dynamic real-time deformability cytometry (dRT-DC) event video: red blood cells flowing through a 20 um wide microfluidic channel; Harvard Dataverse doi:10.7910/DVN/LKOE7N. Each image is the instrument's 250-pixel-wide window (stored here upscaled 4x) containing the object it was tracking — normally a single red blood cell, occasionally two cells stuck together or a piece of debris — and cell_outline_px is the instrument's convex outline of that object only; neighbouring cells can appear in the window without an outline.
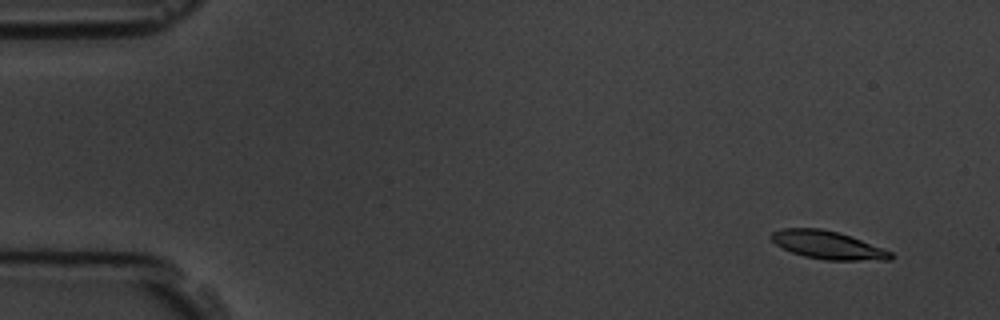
{"species": "common noctule bat (a hibernating species)", "species_latin": "Nyctalus noctula", "temperature_condition": "room temperature", "stored_images_in_passage": 5, "camera_frame_rate_fps": 3000, "um_per_image_px": 0.085, "animal": {"sex": "male", "body_mass_g": 19.5, "forearm_length_mm": 54.6}, "frame": {"image": 1, "passage_image": 2, "time_ms": 1.0, "image_size_px": [1000, 320], "cell_outline_px": [[892, 260], [824, 260], [804, 256], [792, 252], [776, 244], [768, 236], [772, 232], [780, 228], [820, 228], [840, 232], [884, 248], [892, 252]], "centroid_in_image_um": [70.36, 20.82], "position_along_channel_um": 14.6, "area_um2": 19.65}}
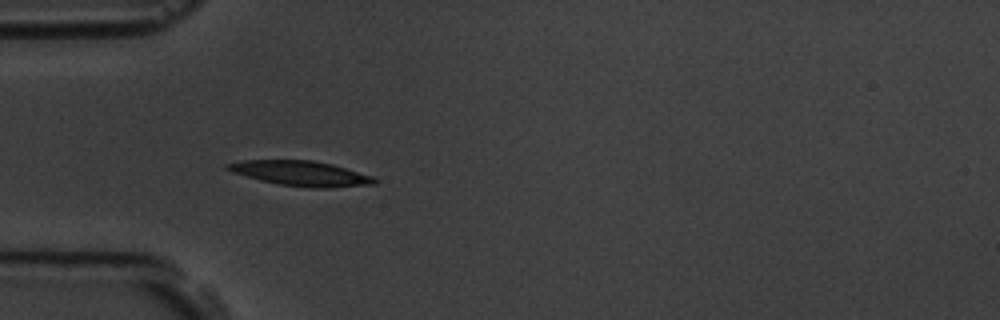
{"frame": {"image": 2, "passage_image": 5, "time_ms": 5.333, "image_size_px": [1000, 320], "cell_outline_px": [[376, 184], [328, 188], [312, 188], [280, 184], [260, 180], [232, 172], [224, 168], [224, 164], [244, 160], [312, 160], [332, 164], [372, 176], [376, 180]], "centroid_in_image_um": [25.55, 14.73], "position_along_channel_um": 59.5, "area_um2": 21.27}}